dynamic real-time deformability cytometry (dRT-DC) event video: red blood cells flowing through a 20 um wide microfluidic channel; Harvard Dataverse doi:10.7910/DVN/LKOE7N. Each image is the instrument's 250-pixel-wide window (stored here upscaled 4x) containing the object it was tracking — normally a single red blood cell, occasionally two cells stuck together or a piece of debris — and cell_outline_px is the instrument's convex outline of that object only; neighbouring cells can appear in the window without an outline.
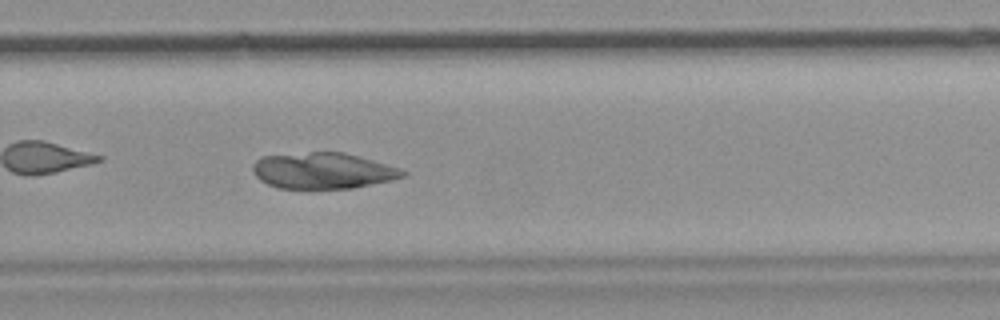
{"species": "common noctule bat (a hibernating species)", "species_latin": "Nyctalus noctula", "temperature_condition": "room temperature", "stored_images_in_passage": 43, "camera_frame_rate_fps": 3000, "um_per_image_px": 0.085, "animal": {"sex": "female", "body_mass_g": 19.9}, "frame": {"image": 1, "passage_image": 25, "time_ms": 8.0, "image_size_px": [1000, 320], "cell_outline_px": [[408, 172], [404, 176], [392, 180], [352, 188], [276, 188], [260, 180], [256, 176], [252, 168], [252, 164], [260, 156], [308, 152], [344, 152], [360, 156], [400, 168]], "centroid_in_image_um": [27.44, 14.5], "position_along_channel_um": 302.4, "area_um2": 31.62}}